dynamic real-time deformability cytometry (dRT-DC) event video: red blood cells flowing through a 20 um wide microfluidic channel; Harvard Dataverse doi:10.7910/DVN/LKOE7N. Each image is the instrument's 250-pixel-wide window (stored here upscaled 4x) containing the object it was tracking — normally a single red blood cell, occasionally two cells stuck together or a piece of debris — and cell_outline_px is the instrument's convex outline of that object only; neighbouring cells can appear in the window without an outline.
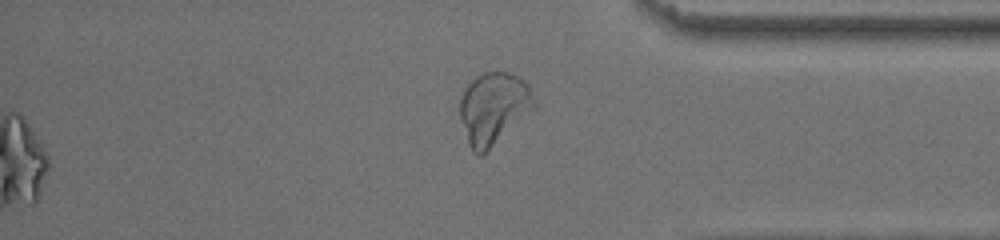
{"species": "common noctule bat (a hibernating species)", "species_latin": "Nyctalus noctula", "temperature_condition": "room temperature", "stored_images_in_passage": 39, "camera_frame_rate_fps": 3000, "um_per_image_px": 0.085, "animal": {"sex": "male", "body_mass_g": 13.0, "forearm_length_mm": 53.1}, "frame": {"image": 1, "passage_image": 39, "time_ms": 12.667, "image_size_px": [1000, 240], "cell_outline_px": [[536, 108], [480, 156], [472, 152], [468, 144], [460, 116], [460, 100], [464, 88], [476, 76], [484, 72], [508, 72], [524, 80], [528, 84], [536, 104]], "centroid_in_image_um": [41.95, 9.18], "position_along_channel_um": 393.2, "area_um2": 30.92}}